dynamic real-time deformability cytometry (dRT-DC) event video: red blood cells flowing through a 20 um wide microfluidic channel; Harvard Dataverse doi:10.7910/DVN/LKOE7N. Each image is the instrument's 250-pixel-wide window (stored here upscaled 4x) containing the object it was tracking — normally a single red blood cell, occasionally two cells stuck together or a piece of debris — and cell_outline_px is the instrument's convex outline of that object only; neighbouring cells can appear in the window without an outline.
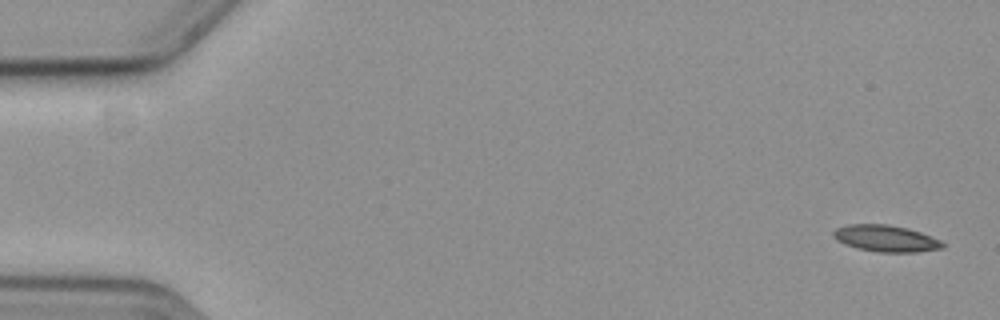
{"species": "common noctule bat (a hibernating species)", "species_latin": "Nyctalus noctula", "temperature_condition": "cold", "stored_images_in_passage": 57, "camera_frame_rate_fps": 3000, "um_per_image_px": 0.085, "animal": {"sex": "female", "body_mass_g": 19.3, "forearm_length_mm": 54.1}, "frame": {"image": 1, "passage_image": 1, "time_ms": 0.0, "image_size_px": [1000, 320], "cell_outline_px": [[944, 248], [916, 252], [876, 252], [856, 248], [844, 244], [836, 240], [832, 236], [832, 232], [836, 228], [848, 224], [888, 224], [908, 228], [920, 232], [940, 240], [944, 244]], "centroid_in_image_um": [75.26, 20.27], "position_along_channel_um": 9.7, "area_um2": 17.05}}
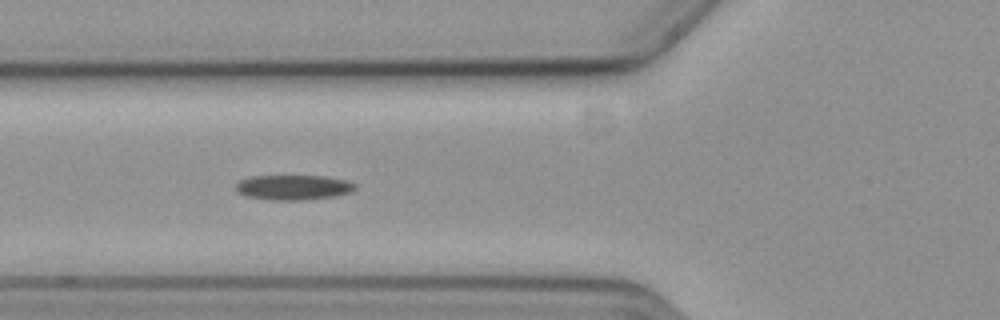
{"frame": {"image": 2, "passage_image": 21, "time_ms": 6.667, "image_size_px": [1000, 320], "cell_outline_px": [[356, 188], [352, 192], [336, 196], [304, 200], [272, 200], [244, 196], [236, 192], [236, 184], [240, 180], [252, 176], [324, 176], [348, 180], [356, 184]], "centroid_in_image_um": [24.95, 15.93], "position_along_channel_um": 100.8, "area_um2": 17.57}}
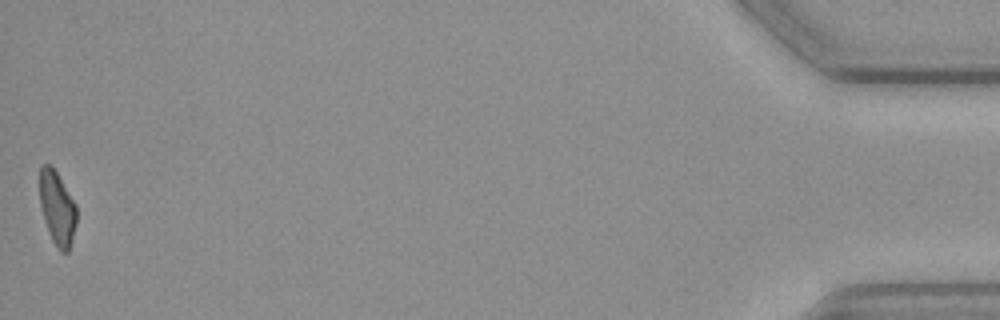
{"frame": {"image": 3, "passage_image": 57, "time_ms": 18.667, "image_size_px": [1000, 320], "cell_outline_px": [[76, 224], [72, 240], [68, 252], [60, 252], [56, 248], [52, 240], [40, 204], [40, 168], [44, 164], [52, 164], [76, 204]], "centroid_in_image_um": [4.88, 17.68], "position_along_channel_um": 430.3, "area_um2": 15.72}, "authors_computed_cell_mechanics": {"area_um2": 17.1666, "velocity_mm_per_s": 3.5953, "shape_relaxation_time_tau1_ms": 5.3207, "shape_relaxation_time_tau2_ms": null, "deformation_change_tau1": 0.1305, "deformation_change_tau2": null}}